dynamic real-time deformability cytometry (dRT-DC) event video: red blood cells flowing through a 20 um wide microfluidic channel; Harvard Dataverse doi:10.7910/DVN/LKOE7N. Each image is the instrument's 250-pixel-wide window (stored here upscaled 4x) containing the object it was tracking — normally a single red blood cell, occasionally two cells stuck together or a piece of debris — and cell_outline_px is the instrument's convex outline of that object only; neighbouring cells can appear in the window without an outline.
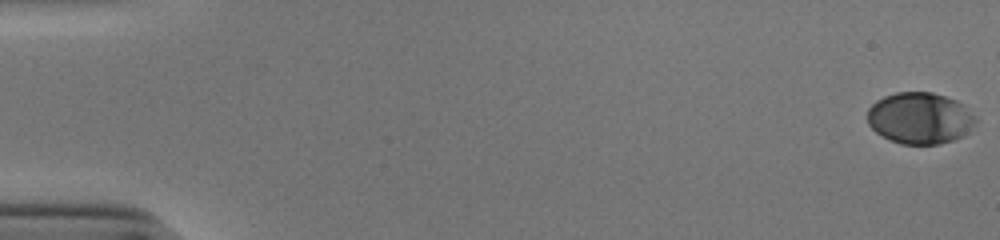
{"species": "human", "species_latin": "Homo sapiens", "temperature_condition": "cold", "stored_images_in_passage": 54, "camera_frame_rate_fps": 3000, "um_per_image_px": 0.085, "donor": {"sex": "male"}, "frame": {"image": 1, "passage_image": 1, "time_ms": 0.0, "image_size_px": [1000, 240], "cell_outline_px": [[976, 120], [968, 132], [952, 140], [940, 144], [900, 144], [876, 132], [868, 124], [868, 108], [876, 100], [884, 96], [896, 92], [932, 92], [956, 100], [964, 104], [976, 116]], "centroid_in_image_um": [78.19, 10.03], "position_along_channel_um": 6.8, "area_um2": 32.43}}
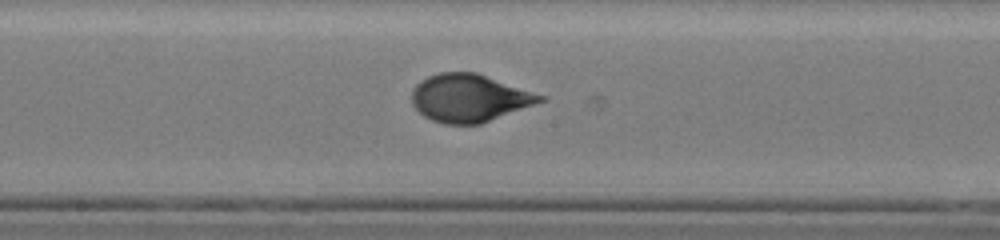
{"frame": {"image": 2, "passage_image": 30, "time_ms": 9.667, "image_size_px": [1000, 240], "cell_outline_px": [[548, 100], [480, 124], [444, 124], [432, 120], [424, 116], [412, 104], [412, 88], [416, 84], [428, 76], [440, 72], [476, 72], [548, 96]], "centroid_in_image_um": [39.94, 8.33], "position_along_channel_um": 208.3, "area_um2": 35.95}}
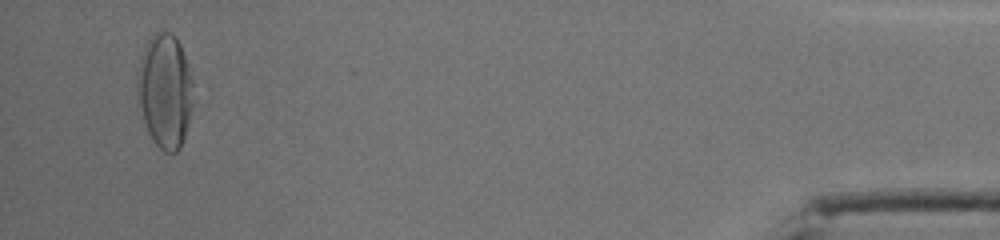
{"frame": {"image": 3, "passage_image": 52, "time_ms": 17.0, "image_size_px": [1000, 240], "cell_outline_px": [[192, 108], [188, 124], [180, 148], [176, 152], [164, 152], [152, 140], [144, 124], [136, 100], [136, 72], [144, 44], [156, 32], [172, 32], [176, 36], [180, 44], [188, 64], [192, 84]], "centroid_in_image_um": [13.98, 7.71], "position_along_channel_um": 421.2, "area_um2": 37.74}, "authors_computed_cell_mechanics": {"area_um2": 34.7378, "velocity_mm_per_s": 3.9013, "shape_relaxation_time_tau1_ms": 5.9138, "shape_relaxation_time_tau2_ms": null, "deformation_change_tau1": 0.2437, "deformation_change_tau2": null}}